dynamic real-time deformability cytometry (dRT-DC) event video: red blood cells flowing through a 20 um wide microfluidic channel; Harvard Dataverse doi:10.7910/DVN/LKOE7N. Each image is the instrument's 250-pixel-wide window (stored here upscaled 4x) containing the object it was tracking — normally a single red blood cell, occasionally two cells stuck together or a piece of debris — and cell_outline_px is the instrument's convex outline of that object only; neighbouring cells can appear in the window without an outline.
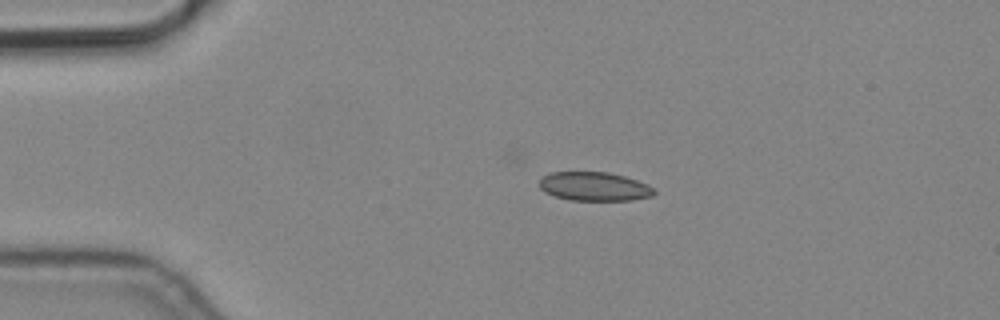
{"species": "common noctule bat (a hibernating species)", "species_latin": "Nyctalus noctula", "temperature_condition": "cold", "stored_images_in_passage": 5, "camera_frame_rate_fps": 3000, "um_per_image_px": 0.085, "animal": {"sex": "male", "body_mass_g": 19.2, "forearm_length_mm": 51.8}, "frame": {"image": 1, "passage_image": 3, "time_ms": 0.667, "image_size_px": [1000, 320], "cell_outline_px": [[656, 192], [652, 196], [632, 200], [572, 200], [556, 196], [544, 192], [540, 188], [540, 180], [544, 176], [552, 172], [608, 172], [624, 176], [648, 184]], "centroid_in_image_um": [50.53, 15.85], "position_along_channel_um": 34.5, "area_um2": 19.13}}
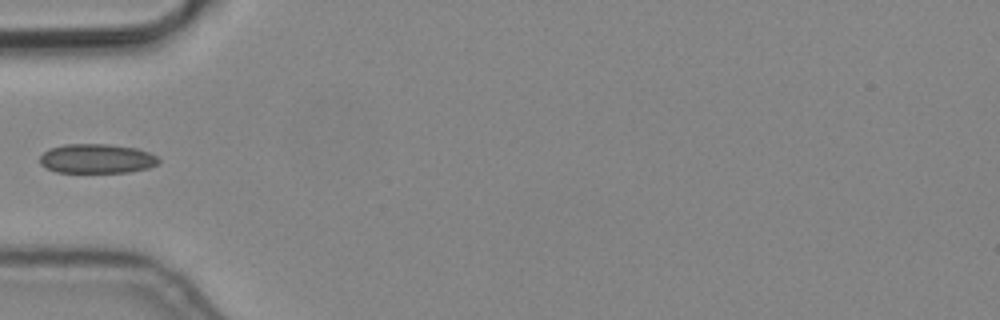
{"frame": {"image": 2, "passage_image": 5, "time_ms": 1.333, "image_size_px": [1000, 320], "cell_outline_px": [[160, 164], [148, 168], [128, 172], [56, 172], [44, 168], [40, 164], [40, 156], [48, 148], [64, 144], [108, 144], [136, 148], [148, 152], [156, 156], [160, 160]], "centroid_in_image_um": [8.21, 13.48], "position_along_channel_um": 76.8, "area_um2": 20.52}}